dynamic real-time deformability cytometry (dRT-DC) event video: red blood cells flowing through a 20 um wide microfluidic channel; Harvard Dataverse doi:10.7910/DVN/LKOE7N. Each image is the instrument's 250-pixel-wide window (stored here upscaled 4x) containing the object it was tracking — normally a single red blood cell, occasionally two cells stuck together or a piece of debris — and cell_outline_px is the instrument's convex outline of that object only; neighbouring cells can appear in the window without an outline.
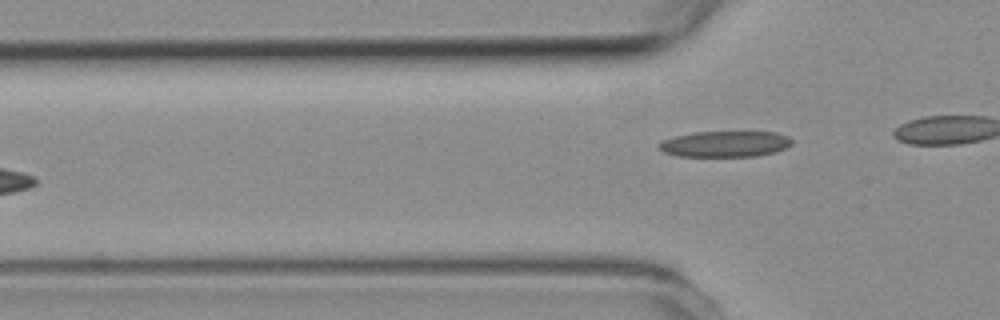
{"species": "common noctule bat (a hibernating species)", "species_latin": "Nyctalus noctula", "temperature_condition": "room temperature", "stored_images_in_passage": 3, "camera_frame_rate_fps": 3000, "um_per_image_px": 0.085, "animal": {"sex": "female", "body_mass_g": 19.3, "forearm_length_mm": 54.1}, "frame": {"image": 1, "passage_image": 3, "time_ms": 2.333, "image_size_px": [1000, 320], "cell_outline_px": [[792, 144], [776, 152], [756, 156], [676, 156], [664, 152], [656, 144], [660, 140], [676, 136], [696, 132], [776, 132], [788, 136], [792, 140]], "centroid_in_image_um": [61.62, 12.24], "position_along_channel_um": 64.2, "area_um2": 20.11}}